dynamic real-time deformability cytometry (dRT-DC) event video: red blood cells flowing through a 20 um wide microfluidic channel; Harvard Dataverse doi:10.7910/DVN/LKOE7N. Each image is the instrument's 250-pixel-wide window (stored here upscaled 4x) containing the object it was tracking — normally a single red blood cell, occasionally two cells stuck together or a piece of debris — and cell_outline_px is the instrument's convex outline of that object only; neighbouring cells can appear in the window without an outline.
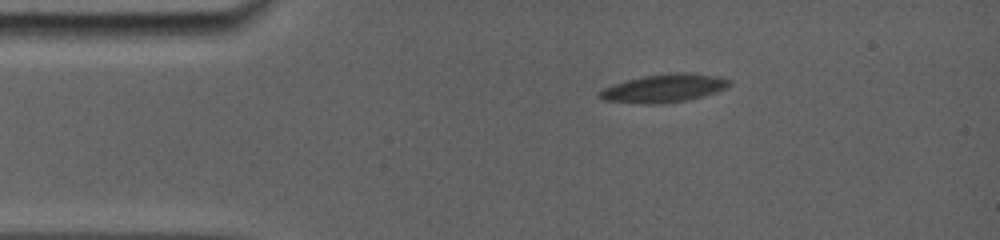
{"species": "common noctule bat (a hibernating species)", "species_latin": "Nyctalus noctula", "temperature_condition": "room temperature", "stored_images_in_passage": 19, "camera_frame_rate_fps": 5000, "um_per_image_px": 0.085, "animal": {"sex": "female", "body_mass_g": 19.0, "forearm_length_mm": 56.7}, "frame": {"image": 1, "passage_image": 1, "time_ms": 0.0, "image_size_px": [1000, 240], "cell_outline_px": [[732, 84], [716, 92], [688, 100], [660, 104], [644, 104], [604, 100], [596, 96], [596, 92], [604, 88], [628, 80], [644, 76], [668, 72], [692, 72], [720, 76], [732, 80]], "centroid_in_image_um": [56.47, 7.49], "position_along_channel_um": 28.5, "area_um2": 21.56}}
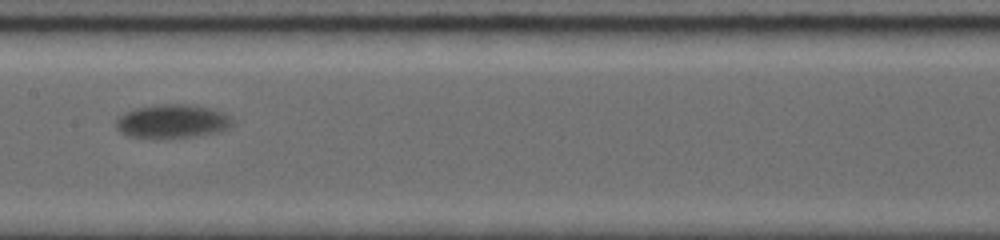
{"frame": {"image": 2, "passage_image": 6, "time_ms": 5.8, "image_size_px": [1000, 240], "cell_outline_px": [[232, 124], [228, 128], [220, 132], [192, 136], [128, 136], [120, 132], [116, 128], [116, 120], [124, 112], [136, 108], [160, 104], [184, 104], [208, 108], [224, 112], [232, 116]], "centroid_in_image_um": [14.67, 10.28], "position_along_channel_um": 192.7, "area_um2": 22.31}}
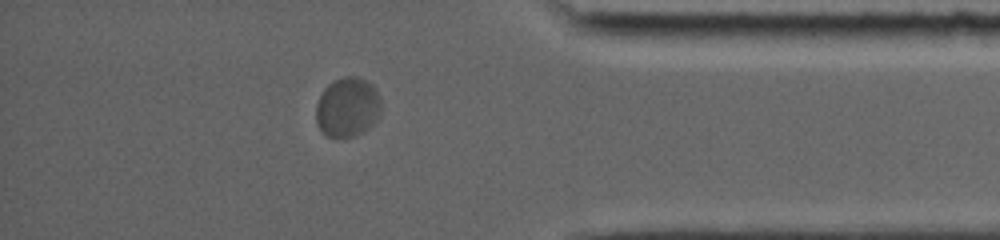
{"frame": {"image": 3, "passage_image": 14, "time_ms": 12.0, "image_size_px": [1000, 240], "cell_outline_px": [[380, 112], [376, 120], [364, 132], [356, 136], [324, 136], [320, 132], [316, 124], [316, 104], [324, 88], [328, 84], [344, 76], [356, 76], [372, 84], [380, 96]], "centroid_in_image_um": [29.52, 9.12], "position_along_channel_um": 405.7, "area_um2": 22.72}, "authors_computed_cell_mechanics": {"area_um2": 22.0796, "velocity_mm_per_s": 3.6103, "shape_relaxation_time_tau1_ms": 1.8241, "shape_relaxation_time_tau2_ms": null, "deformation_change_tau1": 0.0653, "deformation_change_tau2": null}}